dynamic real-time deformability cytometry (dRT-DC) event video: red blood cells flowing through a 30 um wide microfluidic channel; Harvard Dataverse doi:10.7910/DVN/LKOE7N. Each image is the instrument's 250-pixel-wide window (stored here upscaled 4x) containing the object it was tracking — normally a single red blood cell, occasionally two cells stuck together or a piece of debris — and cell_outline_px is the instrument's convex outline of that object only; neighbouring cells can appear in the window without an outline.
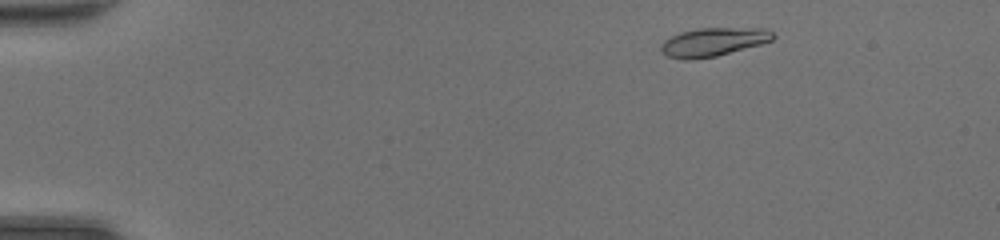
{"species": "common noctule bat (a hibernating species)", "species_latin": "Nyctalus noctula", "temperature_condition": "room temperature", "stored_images_in_passage": 44, "camera_frame_rate_fps": 3000, "um_per_image_px": 0.085, "animal": {"sex": "female", "body_mass_g": 20.0, "forearm_length_mm": 54.0}, "frame": {"image": 1, "passage_image": 3, "time_ms": 0.667, "image_size_px": [1000, 240], "cell_outline_px": [[776, 36], [772, 40], [760, 44], [716, 56], [688, 60], [684, 60], [668, 56], [660, 52], [660, 44], [664, 40], [680, 32], [700, 28], [768, 28]], "centroid_in_image_um": [60.61, 3.56], "position_along_channel_um": 24.4, "area_um2": 18.61}}
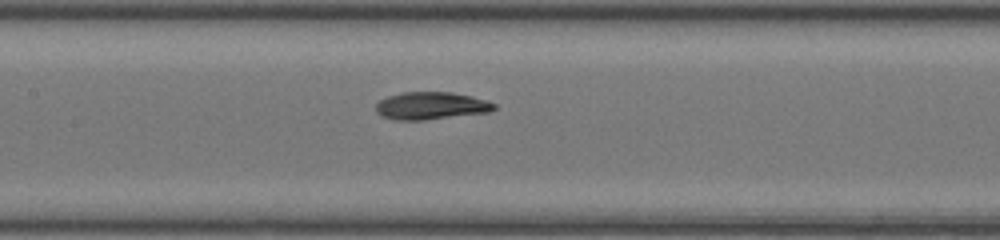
{"frame": {"image": 2, "passage_image": 20, "time_ms": 6.333, "image_size_px": [1000, 240], "cell_outline_px": [[496, 108], [488, 112], [424, 120], [396, 120], [380, 116], [376, 112], [376, 104], [380, 100], [388, 96], [404, 92], [452, 92], [472, 96], [488, 100], [496, 104]], "centroid_in_image_um": [36.64, 8.99], "position_along_channel_um": 170.8, "area_um2": 19.02}}
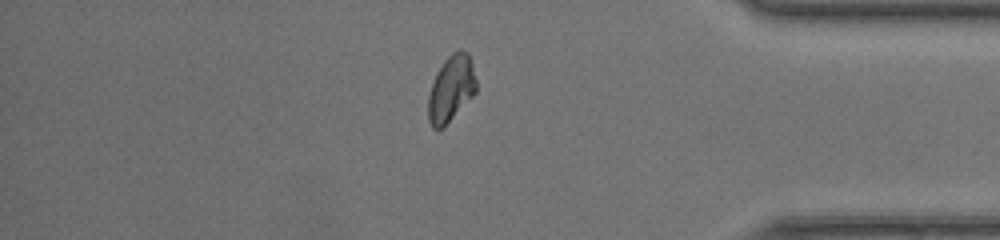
{"frame": {"image": 3, "passage_image": 37, "time_ms": 12.0, "image_size_px": [1000, 240], "cell_outline_px": [[476, 92], [444, 128], [432, 128], [428, 120], [428, 96], [436, 72], [444, 60], [452, 52], [460, 48], [468, 52], [472, 60], [476, 80]], "centroid_in_image_um": [38.35, 7.51], "position_along_channel_um": 396.9, "area_um2": 18.79}, "authors_computed_cell_mechanics": {"area_um2": 18.7272, "velocity_mm_per_s": 4.401, "shape_relaxation_time_tau1_ms": 3.6203, "shape_relaxation_time_tau2_ms": 1.4326, "deformation_change_tau1": 0.166, "deformation_change_tau2": 0.0207}}